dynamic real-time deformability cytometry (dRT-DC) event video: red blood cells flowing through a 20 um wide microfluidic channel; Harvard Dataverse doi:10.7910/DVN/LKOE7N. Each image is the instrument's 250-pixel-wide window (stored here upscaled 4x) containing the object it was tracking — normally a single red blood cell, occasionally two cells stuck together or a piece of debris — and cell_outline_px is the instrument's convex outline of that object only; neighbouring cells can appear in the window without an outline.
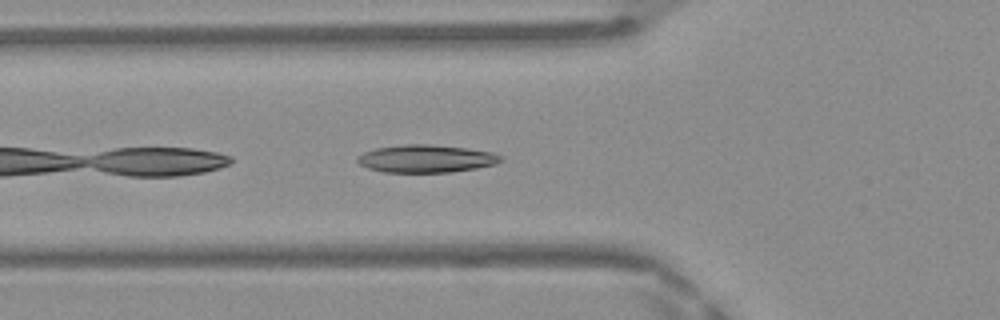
{"species": "Egyptian fruit bat (a non-hibernating species)", "species_latin": "Rousettus aegyptiacus", "temperature_condition": "warm", "stored_images_in_passage": 9, "camera_frame_rate_fps": 3000, "um_per_image_px": 0.085, "frame": {"image": 1, "passage_image": 3, "time_ms": 0.667, "image_size_px": [1000, 320], "cell_outline_px": [[504, 160], [496, 164], [476, 168], [452, 172], [384, 172], [368, 168], [360, 164], [356, 160], [356, 156], [364, 152], [376, 148], [404, 144], [428, 144], [468, 148], [492, 152], [500, 156]], "centroid_in_image_um": [36.22, 13.48], "position_along_channel_um": 89.6, "area_um2": 23.18}}
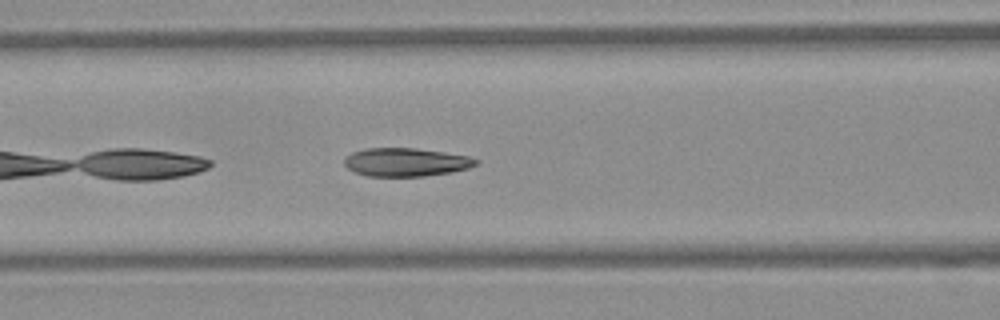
{"frame": {"image": 2, "passage_image": 6, "time_ms": 1.667, "image_size_px": [1000, 320], "cell_outline_px": [[480, 164], [468, 168], [452, 172], [424, 176], [368, 176], [356, 172], [348, 168], [344, 164], [344, 160], [352, 152], [364, 148], [416, 148], [444, 152], [468, 156], [480, 160]], "centroid_in_image_um": [34.54, 13.78], "position_along_channel_um": 132.1, "area_um2": 21.79}}